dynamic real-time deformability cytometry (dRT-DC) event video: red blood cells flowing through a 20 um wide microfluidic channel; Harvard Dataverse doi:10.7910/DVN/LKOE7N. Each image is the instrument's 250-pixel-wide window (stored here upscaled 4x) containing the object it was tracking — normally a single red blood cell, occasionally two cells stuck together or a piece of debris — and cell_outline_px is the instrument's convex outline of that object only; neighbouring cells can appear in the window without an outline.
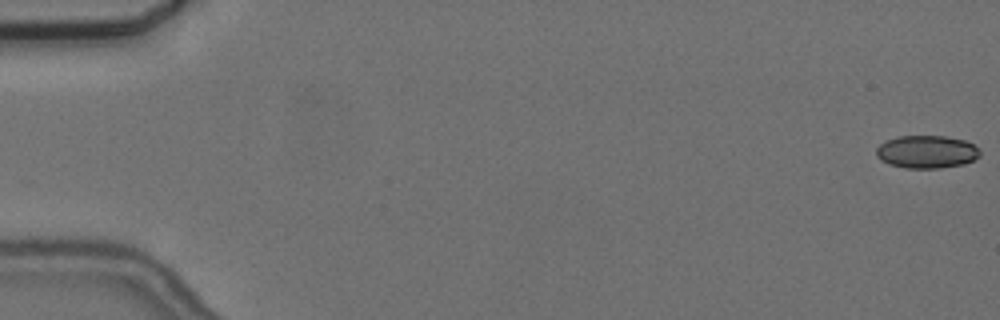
{"species": "common noctule bat (a hibernating species)", "species_latin": "Nyctalus noctula", "temperature_condition": "cold", "stored_images_in_passage": 57, "camera_frame_rate_fps": 3000, "um_per_image_px": 0.085, "animal": {"sex": "female", "body_mass_g": 24.6, "forearm_length_mm": 56.2}, "frame": {"image": 1, "passage_image": 1, "time_ms": 0.0, "image_size_px": [1000, 320], "cell_outline_px": [[980, 156], [964, 164], [940, 168], [904, 168], [888, 164], [880, 160], [876, 156], [876, 148], [880, 144], [888, 140], [900, 136], [944, 136], [964, 140], [980, 148]], "centroid_in_image_um": [78.76, 12.91], "position_along_channel_um": 6.2, "area_um2": 19.88}}
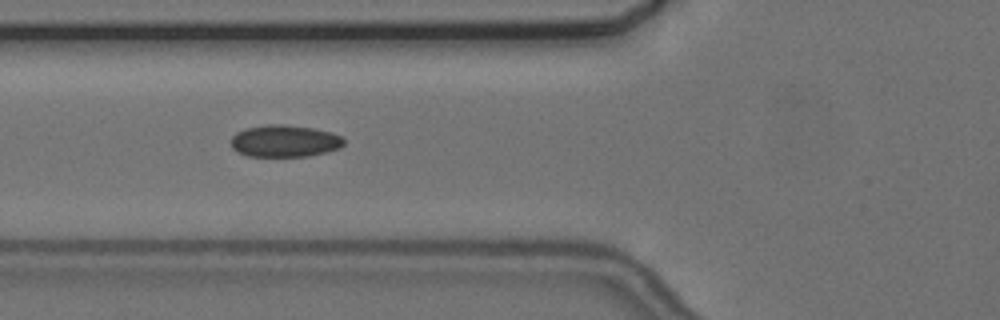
{"frame": {"image": 2, "passage_image": 22, "time_ms": 7.0, "image_size_px": [1000, 320], "cell_outline_px": [[344, 144], [340, 148], [328, 152], [308, 156], [248, 156], [236, 152], [232, 148], [232, 136], [236, 132], [244, 128], [268, 124], [280, 124], [312, 128], [332, 132], [344, 136]], "centroid_in_image_um": [24.21, 11.98], "position_along_channel_um": 101.6, "area_um2": 21.27}}
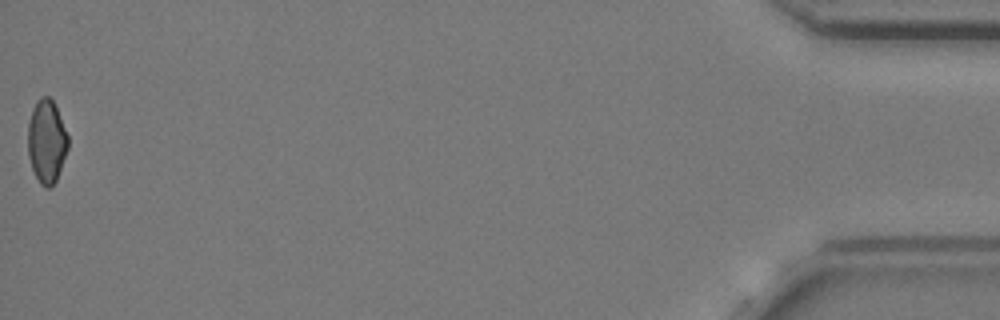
{"frame": {"image": 3, "passage_image": 57, "time_ms": 18.667, "image_size_px": [1000, 320], "cell_outline_px": [[68, 148], [56, 180], [52, 188], [44, 188], [40, 184], [32, 168], [28, 156], [28, 124], [32, 108], [36, 100], [40, 96], [48, 96], [52, 100], [56, 108], [68, 136]], "centroid_in_image_um": [3.95, 12.03], "position_along_channel_um": 431.3, "area_um2": 19.48}, "authors_computed_cell_mechanics": {"area_um2": 20.5768, "velocity_mm_per_s": 3.671, "shape_relaxation_time_tau1_ms": 5.167, "shape_relaxation_time_tau2_ms": 3.8877, "deformation_change_tau1": 0.1022, "deformation_change_tau2": 0.0945}}